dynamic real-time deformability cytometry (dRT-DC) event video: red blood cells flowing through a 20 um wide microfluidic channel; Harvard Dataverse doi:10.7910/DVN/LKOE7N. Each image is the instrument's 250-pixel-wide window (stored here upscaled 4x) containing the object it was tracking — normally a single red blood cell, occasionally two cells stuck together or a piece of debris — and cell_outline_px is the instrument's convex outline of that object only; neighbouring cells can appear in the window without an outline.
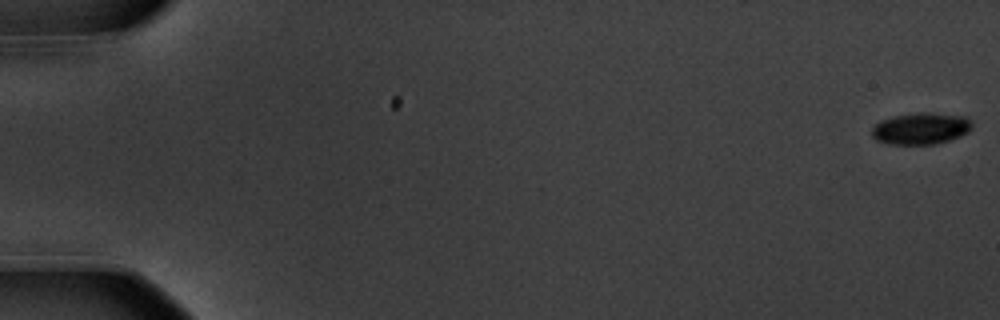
{"species": "common noctule bat (a hibernating species)", "species_latin": "Nyctalus noctula", "temperature_condition": "warm", "stored_images_in_passage": 58, "camera_frame_rate_fps": 3000, "um_per_image_px": 0.085, "animal": {"sex": "male", "body_mass_g": 20.1, "forearm_length_mm": 53.5}, "frame": {"image": 1, "passage_image": 1, "time_ms": 0.0, "image_size_px": [1000, 320], "cell_outline_px": [[972, 128], [968, 132], [960, 136], [936, 144], [888, 144], [876, 140], [872, 136], [872, 128], [880, 120], [892, 116], [920, 112], [928, 112], [968, 116], [972, 124]], "centroid_in_image_um": [78.28, 10.91], "position_along_channel_um": 6.7, "area_um2": 18.67}}
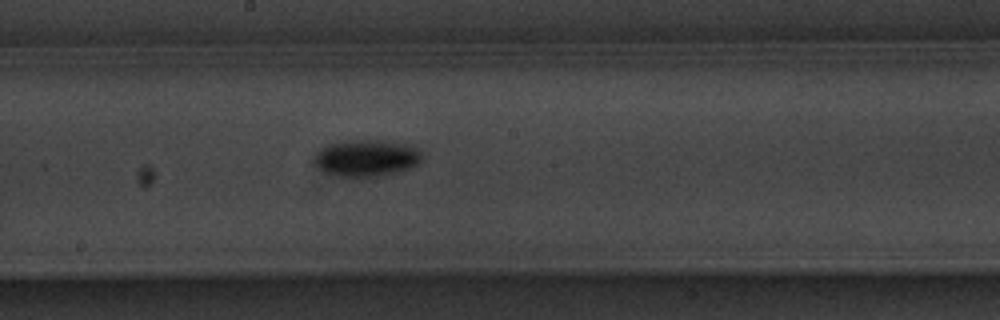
{"frame": {"image": 2, "passage_image": 33, "time_ms": 10.667, "image_size_px": [1000, 320], "cell_outline_px": [[420, 164], [396, 172], [380, 176], [332, 176], [324, 172], [312, 160], [312, 156], [320, 148], [328, 144], [360, 140], [380, 140], [412, 144], [420, 152]], "centroid_in_image_um": [31.12, 13.43], "position_along_channel_um": 217.1, "area_um2": 23.06}}
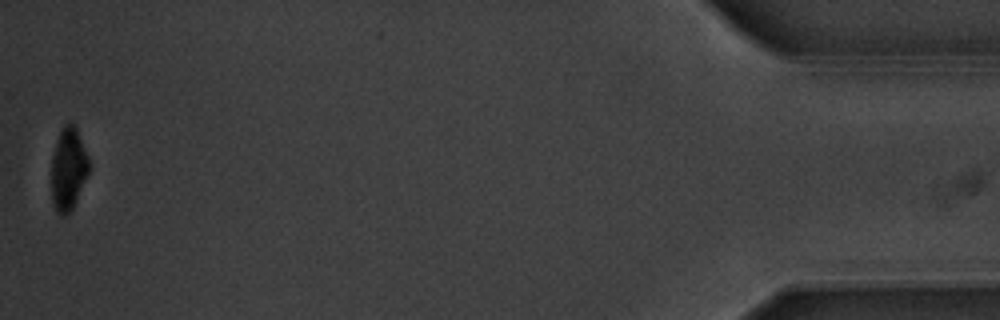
{"frame": {"image": 3, "passage_image": 58, "time_ms": 19.0, "image_size_px": [1000, 320], "cell_outline_px": [[92, 168], [72, 208], [64, 216], [60, 216], [56, 212], [52, 200], [52, 156], [60, 132], [64, 124], [72, 124], [76, 128], [88, 156]], "centroid_in_image_um": [5.83, 14.39], "position_along_channel_um": 429.4, "area_um2": 17.98}, "authors_computed_cell_mechanics": {"area_um2": 20.0855, "velocity_mm_per_s": 3.5775, "shape_relaxation_time_tau1_ms": 2.0288, "shape_relaxation_time_tau2_ms": null, "deformation_change_tau1": 0.1284, "deformation_change_tau2": null}}